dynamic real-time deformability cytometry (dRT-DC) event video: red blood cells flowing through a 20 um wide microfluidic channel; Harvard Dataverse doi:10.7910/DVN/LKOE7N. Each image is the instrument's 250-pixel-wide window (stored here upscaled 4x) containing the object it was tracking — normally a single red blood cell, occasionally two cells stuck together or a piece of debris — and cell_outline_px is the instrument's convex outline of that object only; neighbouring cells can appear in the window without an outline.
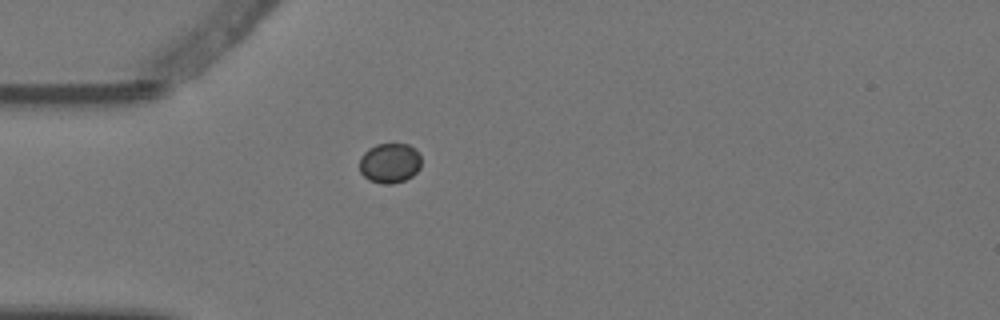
{"species": "Egyptian fruit bat (a non-hibernating species)", "species_latin": "Rousettus aegyptiacus", "temperature_condition": "warm", "stored_images_in_passage": 1, "camera_frame_rate_fps": 3000, "um_per_image_px": 0.085, "animal": {"sex": "female"}, "frame": {"image": 1, "passage_image": 1, "time_ms": 0.0, "image_size_px": [1000, 320], "cell_outline_px": [[420, 168], [412, 176], [404, 180], [392, 184], [384, 184], [368, 180], [360, 172], [360, 156], [368, 148], [376, 144], [408, 144], [416, 148], [420, 152]], "centroid_in_image_um": [33.13, 13.85], "position_along_channel_um": 51.9, "area_um2": 14.57}}